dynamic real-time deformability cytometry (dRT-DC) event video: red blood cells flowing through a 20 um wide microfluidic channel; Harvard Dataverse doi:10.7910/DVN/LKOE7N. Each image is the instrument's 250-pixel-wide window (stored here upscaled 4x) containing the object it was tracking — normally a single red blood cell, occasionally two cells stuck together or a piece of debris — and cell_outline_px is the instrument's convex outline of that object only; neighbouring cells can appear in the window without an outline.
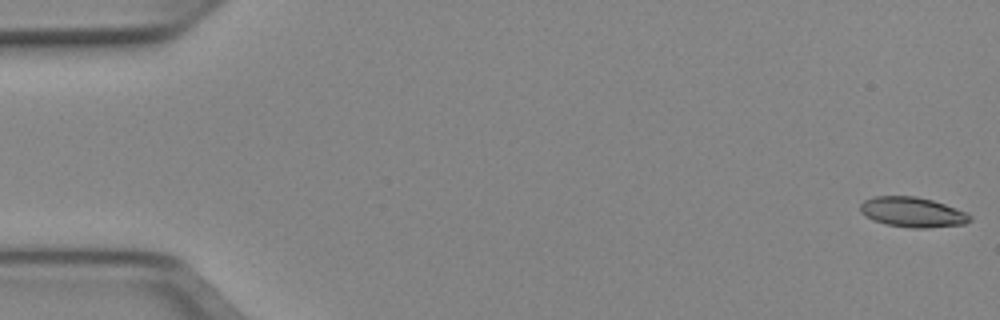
{"species": "Egyptian fruit bat (a non-hibernating species)", "species_latin": "Rousettus aegyptiacus", "temperature_condition": "cold", "stored_images_in_passage": 52, "segment_of_instrument_passage": [1, 2], "camera_frame_rate_fps": 3000, "um_per_image_px": 0.085, "animal": {"sex": "female"}, "frame": {"image": 1, "passage_image": 1, "time_ms": 0.0, "image_size_px": [1000, 320], "cell_outline_px": [[972, 220], [964, 224], [928, 228], [912, 228], [888, 224], [872, 220], [860, 212], [860, 204], [864, 200], [876, 196], [916, 196], [932, 200], [956, 208], [972, 216]], "centroid_in_image_um": [77.56, 18.03], "position_along_channel_um": 7.4, "area_um2": 19.13}}
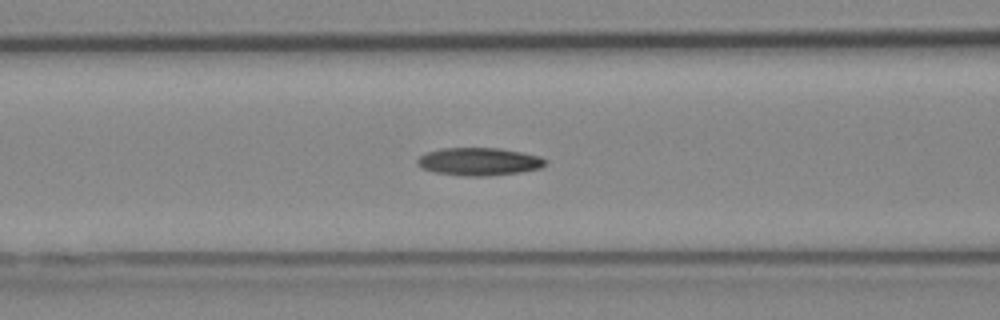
{"frame": {"image": 2, "passage_image": 21, "time_ms": 6.667, "image_size_px": [1000, 320], "cell_outline_px": [[548, 160], [540, 168], [520, 172], [488, 176], [460, 176], [436, 172], [424, 168], [416, 164], [416, 160], [420, 156], [428, 152], [440, 148], [500, 148], [540, 156]], "centroid_in_image_um": [40.71, 13.73], "position_along_channel_um": 125.9, "area_um2": 20.69}}
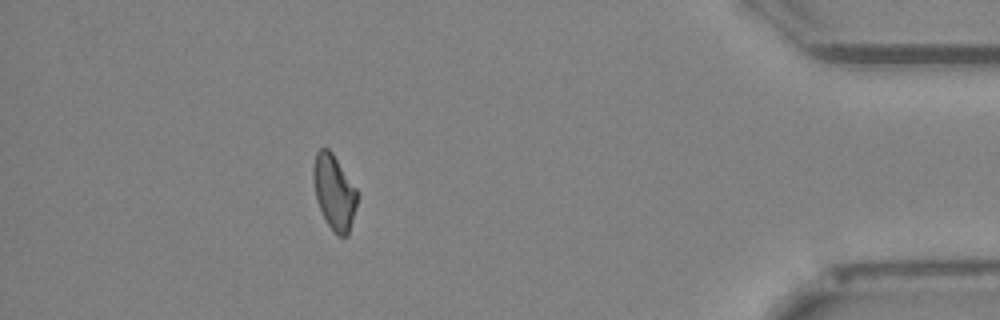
{"frame": {"image": 3, "passage_image": 46, "time_ms": 15.0, "image_size_px": [1000, 320], "cell_outline_px": [[356, 204], [348, 236], [340, 236], [328, 224], [316, 200], [312, 176], [312, 172], [316, 152], [320, 148], [328, 148], [332, 152], [356, 188]], "centroid_in_image_um": [28.38, 16.29], "position_along_channel_um": 406.8, "area_um2": 18.73}}